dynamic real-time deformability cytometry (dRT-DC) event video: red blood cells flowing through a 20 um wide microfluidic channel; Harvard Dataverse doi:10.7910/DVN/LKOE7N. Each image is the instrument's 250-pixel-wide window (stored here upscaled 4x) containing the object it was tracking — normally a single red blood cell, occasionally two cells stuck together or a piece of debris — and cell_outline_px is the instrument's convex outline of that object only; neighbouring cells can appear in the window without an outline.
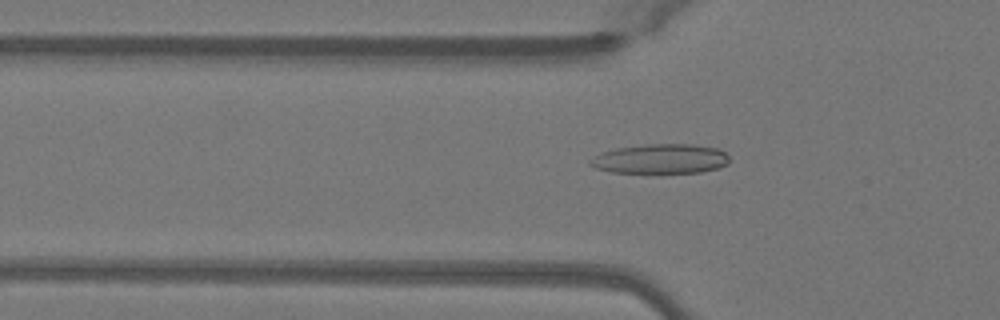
{"species": "Egyptian fruit bat (a non-hibernating species)", "species_latin": "Rousettus aegyptiacus", "temperature_condition": "warm", "stored_images_in_passage": 50, "camera_frame_rate_fps": 3000, "um_per_image_px": 0.085, "animal": {"sex": "female"}, "frame": {"image": 1, "passage_image": 17, "time_ms": 5.333, "image_size_px": [1000, 320], "cell_outline_px": [[728, 164], [716, 168], [700, 172], [612, 172], [596, 168], [588, 164], [588, 160], [592, 156], [616, 148], [648, 144], [692, 144], [716, 148], [724, 152], [728, 156]], "centroid_in_image_um": [56.11, 13.49], "position_along_channel_um": 69.7, "area_um2": 23.76}}
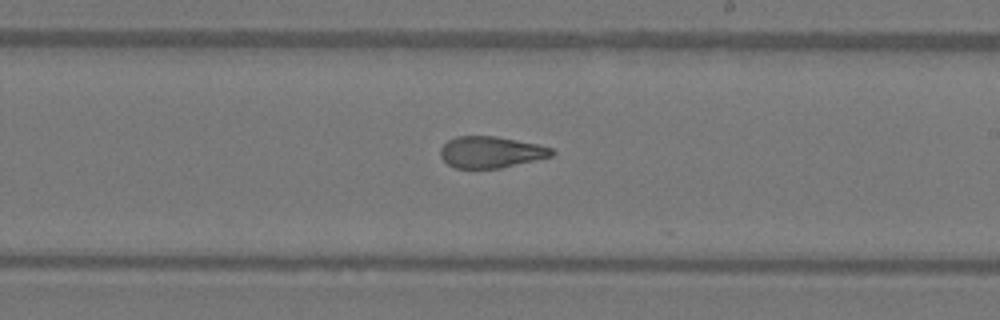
{"frame": {"image": 2, "passage_image": 30, "time_ms": 9.667, "image_size_px": [1000, 320], "cell_outline_px": [[556, 152], [552, 156], [500, 168], [456, 168], [448, 164], [440, 156], [440, 148], [448, 140], [456, 136], [496, 136], [536, 144], [552, 148]], "centroid_in_image_um": [41.71, 12.92], "position_along_channel_um": 247.3, "area_um2": 20.29}}
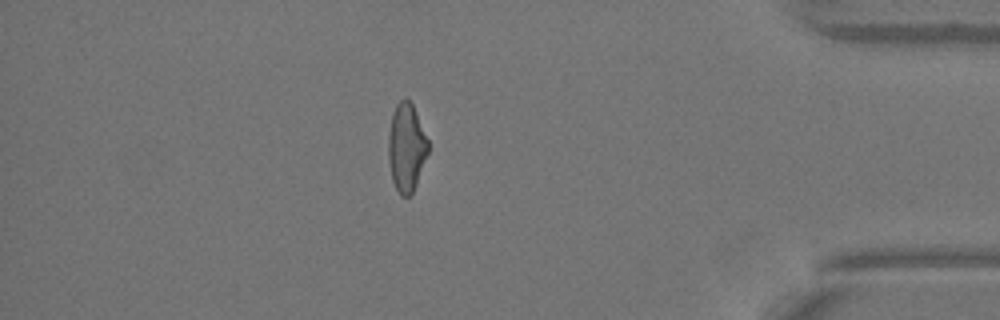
{"frame": {"image": 3, "passage_image": 44, "time_ms": 14.333, "image_size_px": [1000, 320], "cell_outline_px": [[428, 152], [416, 184], [412, 192], [408, 196], [400, 196], [392, 180], [388, 160], [388, 136], [392, 112], [396, 104], [404, 96], [412, 104], [428, 140]], "centroid_in_image_um": [34.52, 12.52], "position_along_channel_um": 400.7, "area_um2": 20.35}, "authors_computed_cell_mechanics": {"area_um2": 21.5883, "velocity_mm_per_s": 4.0805, "shape_relaxation_time_tau1_ms": 9.9696, "shape_relaxation_time_tau2_ms": 1.6449, "deformation_change_tau1": 0.2862, "deformation_change_tau2": 0.0813}}